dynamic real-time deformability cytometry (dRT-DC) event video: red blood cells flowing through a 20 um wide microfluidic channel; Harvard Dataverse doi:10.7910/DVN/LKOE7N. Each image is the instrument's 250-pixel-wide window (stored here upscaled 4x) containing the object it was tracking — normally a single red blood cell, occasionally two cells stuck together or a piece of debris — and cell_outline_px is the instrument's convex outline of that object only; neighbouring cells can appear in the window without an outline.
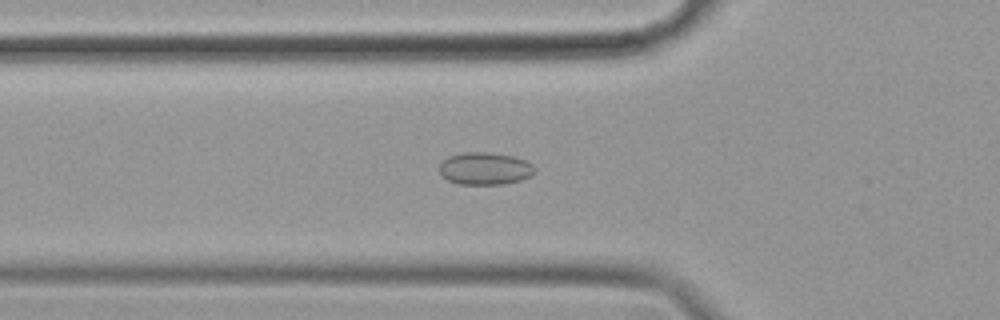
{"species": "common noctule bat (a hibernating species)", "species_latin": "Nyctalus noctula", "temperature_condition": "cold", "stored_images_in_passage": 56, "camera_frame_rate_fps": 3000, "um_per_image_px": 0.085, "animal": {"sex": "female", "body_mass_g": 19.9}, "frame": {"image": 1, "passage_image": 20, "time_ms": 6.333, "image_size_px": [1000, 320], "cell_outline_px": [[536, 172], [532, 176], [520, 180], [504, 184], [460, 184], [448, 180], [440, 172], [440, 164], [448, 156], [460, 152], [492, 152], [516, 156], [532, 164], [536, 168]], "centroid_in_image_um": [41.27, 14.31], "position_along_channel_um": 84.5, "area_um2": 18.21}}
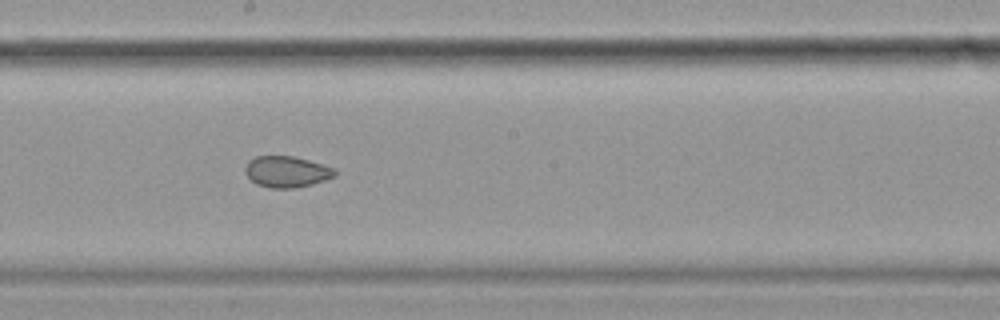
{"frame": {"image": 2, "passage_image": 32, "time_ms": 10.333, "image_size_px": [1000, 320], "cell_outline_px": [[336, 176], [312, 184], [296, 188], [268, 188], [256, 184], [244, 172], [244, 168], [248, 160], [256, 156], [292, 156], [308, 160], [332, 168], [336, 172]], "centroid_in_image_um": [24.32, 14.6], "position_along_channel_um": 223.9, "area_um2": 16.24}}
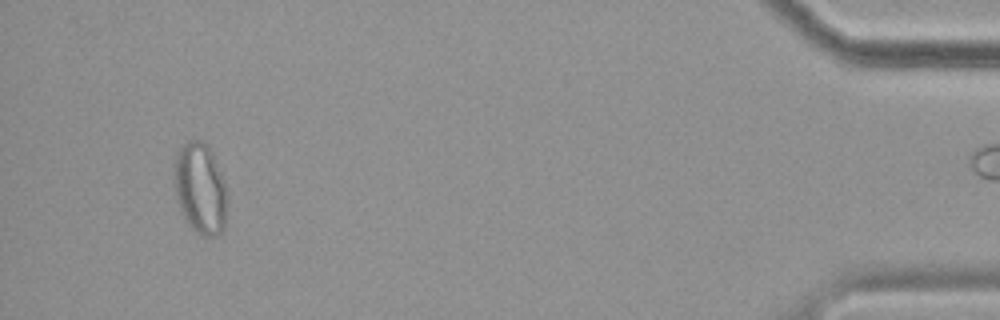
{"frame": {"image": 3, "passage_image": 55, "time_ms": 18.0, "image_size_px": [1000, 320], "cell_outline_px": [[224, 228], [216, 236], [204, 236], [196, 232], [188, 224], [180, 208], [176, 196], [172, 176], [176, 156], [180, 148], [184, 144], [192, 140], [200, 140], [208, 144], [212, 152], [224, 180]], "centroid_in_image_um": [16.97, 15.99], "position_along_channel_um": 418.2, "area_um2": 27.69}}